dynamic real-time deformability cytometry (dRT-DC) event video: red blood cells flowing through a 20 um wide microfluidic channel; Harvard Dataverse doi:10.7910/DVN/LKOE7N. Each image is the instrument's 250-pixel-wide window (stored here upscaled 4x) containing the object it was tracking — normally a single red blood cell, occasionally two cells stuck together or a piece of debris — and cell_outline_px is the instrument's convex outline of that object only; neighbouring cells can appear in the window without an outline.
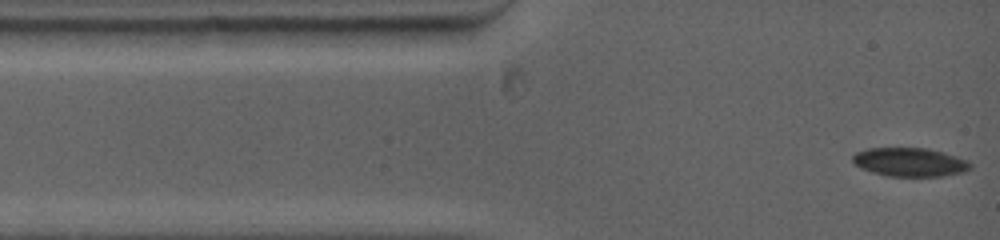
{"species": "common noctule bat (a hibernating species)", "species_latin": "Nyctalus noctula", "temperature_condition": "warm", "stored_images_in_passage": 34, "camera_frame_rate_fps": 5000, "um_per_image_px": 0.085, "animal": {"sex": "female", "body_mass_g": 19.0, "forearm_length_mm": 53.3}, "frame": {"image": 1, "passage_image": 1, "time_ms": 0.0, "image_size_px": [1000, 240], "cell_outline_px": [[972, 168], [964, 172], [940, 176], [888, 176], [872, 172], [860, 168], [852, 160], [852, 156], [856, 152], [868, 148], [928, 148], [944, 152], [968, 160], [972, 164]], "centroid_in_image_um": [77.36, 13.77], "position_along_channel_um": 7.6, "area_um2": 19.77}}
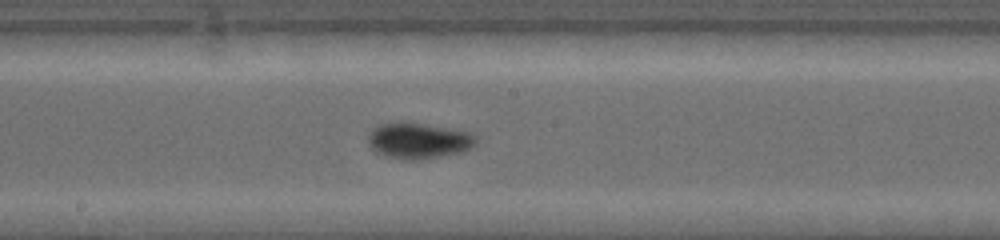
{"frame": {"image": 2, "passage_image": 15, "time_ms": 6.4, "image_size_px": [1000, 240], "cell_outline_px": [[476, 144], [464, 152], [420, 160], [404, 160], [384, 156], [376, 152], [368, 144], [368, 132], [372, 128], [380, 124], [400, 120], [468, 132], [476, 136]], "centroid_in_image_um": [35.52, 11.96], "position_along_channel_um": 212.7, "area_um2": 22.89}}
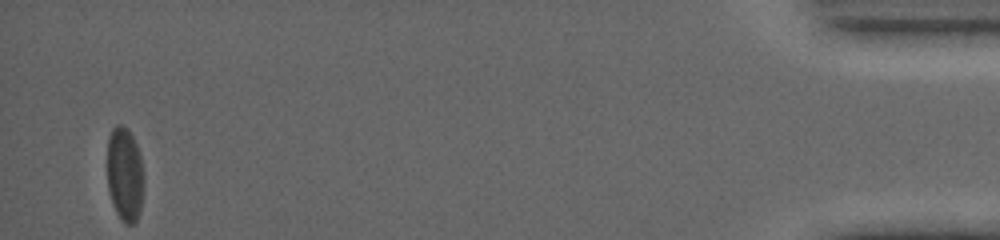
{"frame": {"image": 3, "passage_image": 34, "time_ms": 15.2, "image_size_px": [1000, 240], "cell_outline_px": [[144, 188], [140, 212], [136, 220], [132, 224], [128, 224], [120, 220], [116, 212], [108, 188], [108, 136], [112, 128], [116, 124], [120, 124], [128, 128], [136, 144], [140, 156], [144, 176]], "centroid_in_image_um": [10.62, 14.81], "position_along_channel_um": 424.6, "area_um2": 20.23}, "authors_computed_cell_mechanics": {"area_um2": 21.0392, "velocity_mm_per_s": 3.8895, "shape_relaxation_time_tau1_ms": 3.8139, "shape_relaxation_time_tau2_ms": null, "deformation_change_tau1": 0.1215, "deformation_change_tau2": null}}